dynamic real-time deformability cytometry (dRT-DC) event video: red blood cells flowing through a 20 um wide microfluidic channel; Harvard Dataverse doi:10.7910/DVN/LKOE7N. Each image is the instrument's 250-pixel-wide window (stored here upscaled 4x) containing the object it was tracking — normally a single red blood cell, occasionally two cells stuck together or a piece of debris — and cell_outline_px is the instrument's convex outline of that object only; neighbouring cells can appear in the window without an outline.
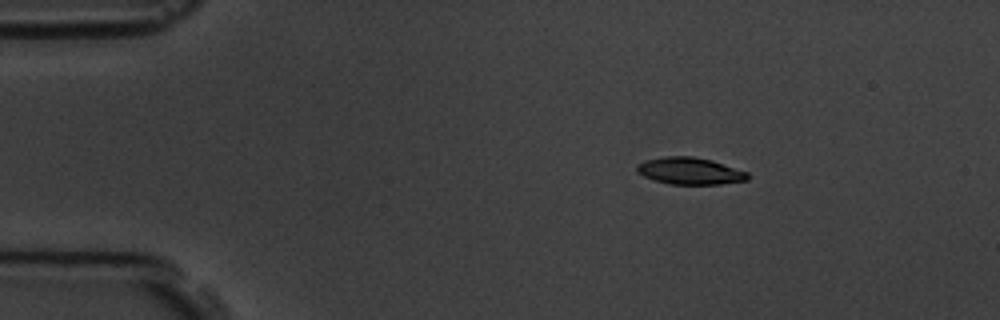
{"species": "common noctule bat (a hibernating species)", "species_latin": "Nyctalus noctula", "temperature_condition": "room temperature", "stored_images_in_passage": 48, "camera_frame_rate_fps": 3000, "um_per_image_px": 0.085, "animal": {"sex": "male", "body_mass_g": 19.5, "forearm_length_mm": 54.6}, "frame": {"image": 1, "passage_image": 1, "time_ms": 0.0, "image_size_px": [1000, 320], "cell_outline_px": [[748, 180], [720, 184], [672, 184], [656, 180], [644, 176], [636, 172], [636, 164], [644, 160], [664, 156], [692, 156], [712, 160], [748, 172]], "centroid_in_image_um": [58.62, 14.52], "position_along_channel_um": 26.4, "area_um2": 17.4}}
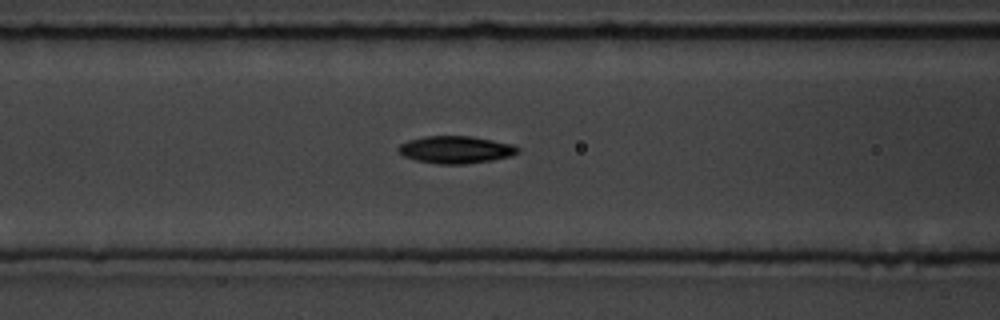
{"frame": {"image": 2, "passage_image": 15, "time_ms": 4.667, "image_size_px": [1000, 320], "cell_outline_px": [[520, 152], [512, 156], [492, 160], [464, 164], [436, 164], [416, 160], [404, 156], [396, 148], [400, 144], [408, 140], [424, 136], [472, 136], [512, 144], [520, 148]], "centroid_in_image_um": [38.75, 12.72], "position_along_channel_um": 127.9, "area_um2": 19.13}}
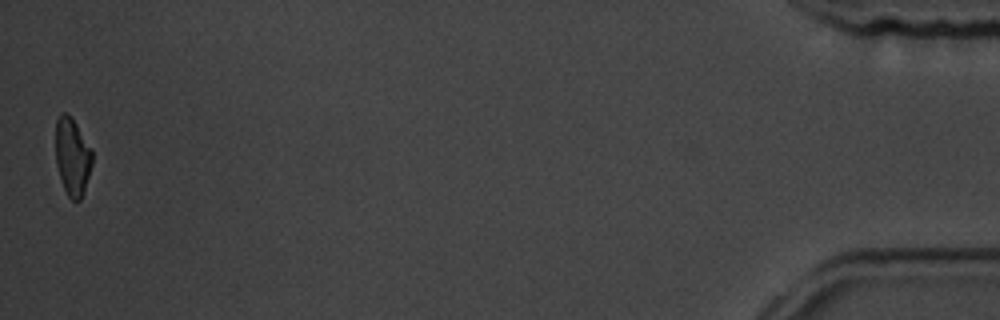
{"frame": {"image": 3, "passage_image": 48, "time_ms": 15.667, "image_size_px": [1000, 320], "cell_outline_px": [[92, 164], [80, 200], [72, 200], [68, 196], [64, 188], [56, 164], [56, 120], [60, 112], [64, 112], [72, 116], [92, 148]], "centroid_in_image_um": [6.15, 13.25], "position_along_channel_um": 429.1, "area_um2": 16.53}, "authors_computed_cell_mechanics": {"area_um2": 18.4093, "velocity_mm_per_s": 3.604, "shape_relaxation_time_tau1_ms": 4.8072, "shape_relaxation_time_tau2_ms": 8.8817, "deformation_change_tau1": 0.1491, "deformation_change_tau2": 0.1515}}